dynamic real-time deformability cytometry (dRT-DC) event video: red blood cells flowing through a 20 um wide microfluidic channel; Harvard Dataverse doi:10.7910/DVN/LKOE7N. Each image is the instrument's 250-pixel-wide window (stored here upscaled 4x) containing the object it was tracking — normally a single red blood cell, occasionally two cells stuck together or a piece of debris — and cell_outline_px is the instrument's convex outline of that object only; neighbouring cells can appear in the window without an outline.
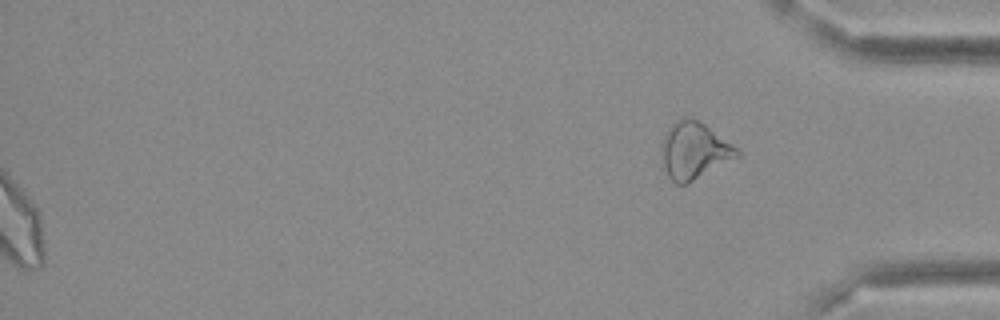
{"species": "Egyptian fruit bat (a non-hibernating species)", "species_latin": "Rousettus aegyptiacus", "temperature_condition": "cold", "stored_images_in_passage": 44, "segment_of_instrument_passage": [2, 2], "camera_frame_rate_fps": 3000, "um_per_image_px": 0.085, "frame": {"image": 1, "passage_image": 44, "time_ms": 14.333, "image_size_px": [1000, 320], "cell_outline_px": [[740, 156], [684, 184], [676, 184], [668, 176], [664, 168], [660, 144], [664, 132], [676, 120], [688, 116], [704, 124], [732, 144], [740, 152]], "centroid_in_image_um": [58.96, 12.78], "position_along_channel_um": 376.2, "area_um2": 24.62}}